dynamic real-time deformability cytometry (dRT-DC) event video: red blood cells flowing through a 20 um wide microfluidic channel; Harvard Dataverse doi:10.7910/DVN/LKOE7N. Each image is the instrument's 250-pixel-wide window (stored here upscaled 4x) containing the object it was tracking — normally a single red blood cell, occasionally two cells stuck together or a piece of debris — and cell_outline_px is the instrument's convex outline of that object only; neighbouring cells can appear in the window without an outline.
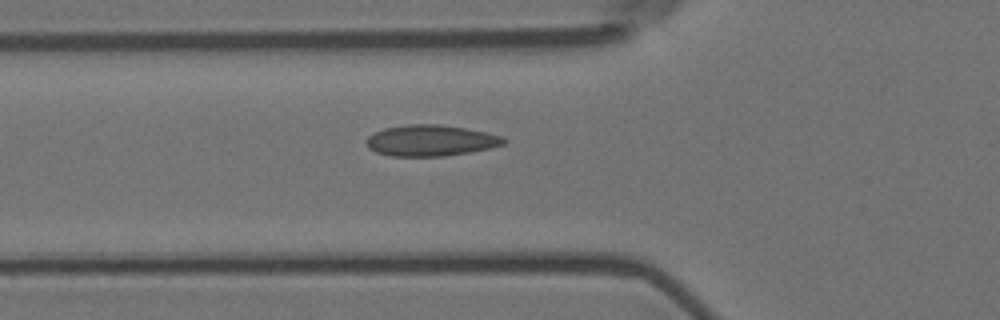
{"species": "Egyptian fruit bat (a non-hibernating species)", "species_latin": "Rousettus aegyptiacus", "temperature_condition": "room temperature", "stored_images_in_passage": 2, "camera_frame_rate_fps": 3000, "um_per_image_px": 0.085, "animal": {"sex": "female"}, "frame": {"image": 1, "passage_image": 2, "time_ms": 0.333, "image_size_px": [1000, 320], "cell_outline_px": [[508, 140], [504, 144], [488, 148], [468, 152], [444, 156], [392, 156], [376, 152], [368, 148], [364, 140], [368, 136], [384, 128], [408, 124], [440, 124], [488, 132], [504, 136]], "centroid_in_image_um": [36.61, 11.94], "position_along_channel_um": 89.2, "area_um2": 24.97}}